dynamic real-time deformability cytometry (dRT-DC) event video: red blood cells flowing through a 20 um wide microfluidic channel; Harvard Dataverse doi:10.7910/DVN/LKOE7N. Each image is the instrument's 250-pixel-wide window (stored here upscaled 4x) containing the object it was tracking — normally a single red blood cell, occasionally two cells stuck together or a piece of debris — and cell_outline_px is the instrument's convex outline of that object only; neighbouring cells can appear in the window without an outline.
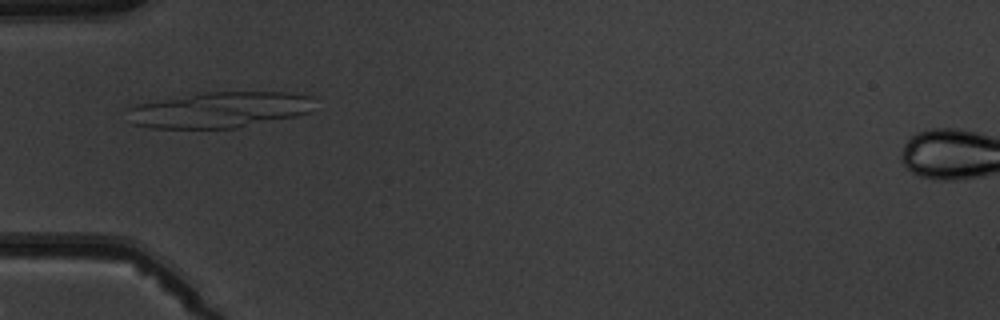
{"species": "common noctule bat (a hibernating species)", "species_latin": "Nyctalus noctula", "temperature_condition": "warm", "stored_images_in_passage": 1, "camera_frame_rate_fps": 3000, "um_per_image_px": 0.085, "animal": {"sex": "male", "body_mass_g": 19.5, "forearm_length_mm": 54.6}, "frame": {"image": 1, "passage_image": 1, "time_ms": 0.0, "image_size_px": [1000, 320], "cell_outline_px": [[312, 112], [296, 116], [236, 128], [152, 128], [132, 124], [128, 108], [136, 104], [200, 92], [284, 92], [312, 96]], "centroid_in_image_um": [18.67, 9.33], "position_along_channel_um": 66.3, "area_um2": 39.02}}